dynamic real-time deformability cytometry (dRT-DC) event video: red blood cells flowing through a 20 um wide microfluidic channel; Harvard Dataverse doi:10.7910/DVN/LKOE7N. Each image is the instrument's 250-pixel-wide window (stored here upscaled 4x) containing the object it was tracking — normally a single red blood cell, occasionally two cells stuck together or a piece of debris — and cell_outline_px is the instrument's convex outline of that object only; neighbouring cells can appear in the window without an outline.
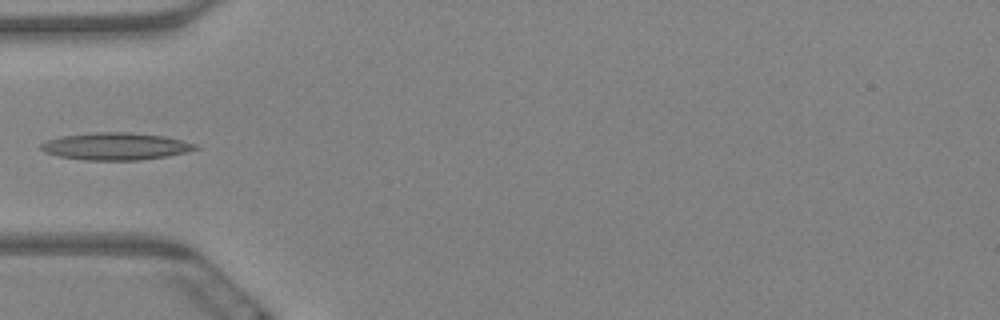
{"species": "Egyptian fruit bat (a non-hibernating species)", "species_latin": "Rousettus aegyptiacus", "temperature_condition": "warm", "stored_images_in_passage": 9, "camera_frame_rate_fps": 3000, "um_per_image_px": 0.085, "animal": {"sex": "female"}, "frame": {"image": 1, "passage_image": 6, "time_ms": 1.667, "image_size_px": [1000, 320], "cell_outline_px": [[200, 148], [168, 156], [140, 160], [84, 160], [60, 156], [44, 152], [40, 148], [40, 144], [48, 140], [64, 136], [96, 132], [128, 132], [164, 136], [200, 144]], "centroid_in_image_um": [9.88, 12.44], "position_along_channel_um": 75.1, "area_um2": 24.45}}
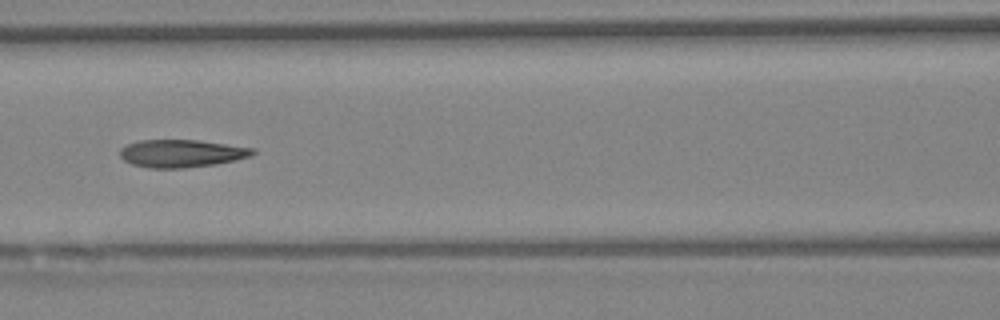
{"frame": {"image": 2, "passage_image": 8, "time_ms": 2.333, "image_size_px": [1000, 320], "cell_outline_px": [[256, 152], [248, 156], [236, 160], [216, 164], [184, 168], [148, 168], [132, 164], [124, 160], [120, 156], [120, 148], [128, 144], [140, 140], [196, 140], [256, 148]], "centroid_in_image_um": [15.42, 13.04], "position_along_channel_um": 151.2, "area_um2": 21.39}}
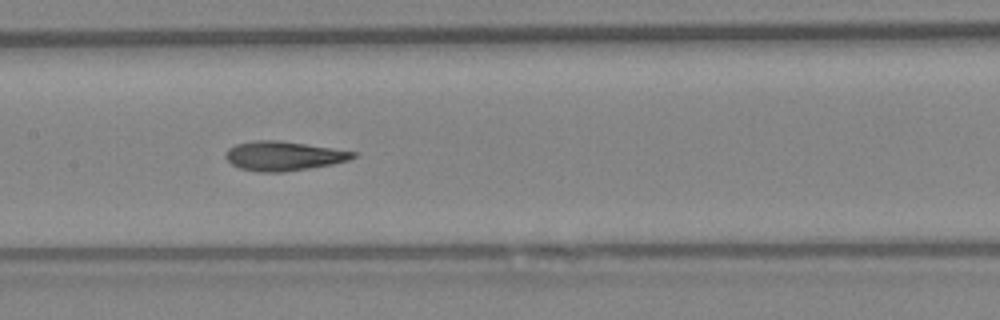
{"frame": {"image": 3, "passage_image": 9, "time_ms": 2.667, "image_size_px": [1000, 320], "cell_outline_px": [[356, 156], [348, 160], [332, 164], [284, 172], [260, 172], [240, 168], [232, 164], [224, 156], [228, 148], [236, 144], [256, 140], [280, 140], [356, 152]], "centroid_in_image_um": [24.07, 13.25], "position_along_channel_um": 183.3, "area_um2": 21.56}}